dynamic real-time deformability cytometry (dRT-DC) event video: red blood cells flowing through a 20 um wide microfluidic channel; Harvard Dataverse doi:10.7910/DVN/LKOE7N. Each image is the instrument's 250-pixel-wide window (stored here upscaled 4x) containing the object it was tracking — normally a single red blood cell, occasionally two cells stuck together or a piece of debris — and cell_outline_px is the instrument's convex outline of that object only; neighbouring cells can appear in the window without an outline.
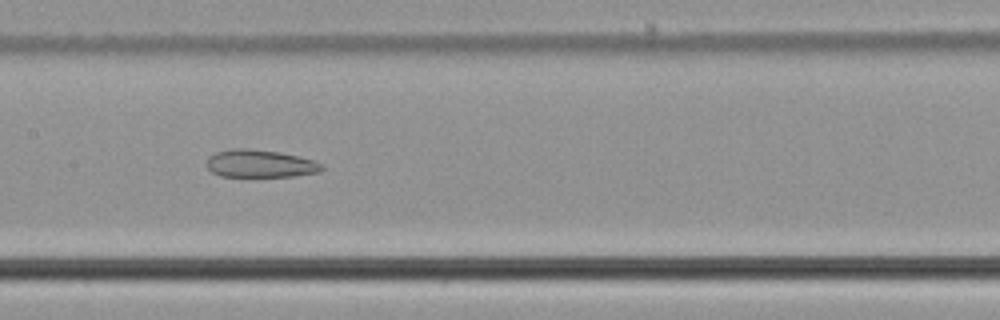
{"species": "common noctule bat (a hibernating species)", "species_latin": "Nyctalus noctula", "temperature_condition": "cold", "stored_images_in_passage": 54, "camera_frame_rate_fps": 3000, "um_per_image_px": 0.085, "animal": {"sex": "male", "body_mass_g": 21.5, "forearm_length_mm": 52.0}, "frame": {"image": 1, "passage_image": 27, "time_ms": 8.667, "image_size_px": [1000, 320], "cell_outline_px": [[324, 168], [320, 172], [292, 176], [220, 176], [212, 172], [208, 168], [208, 156], [216, 152], [232, 148], [248, 148], [280, 152], [300, 156], [324, 164]], "centroid_in_image_um": [22.13, 13.9], "position_along_channel_um": 185.3, "area_um2": 18.61}}
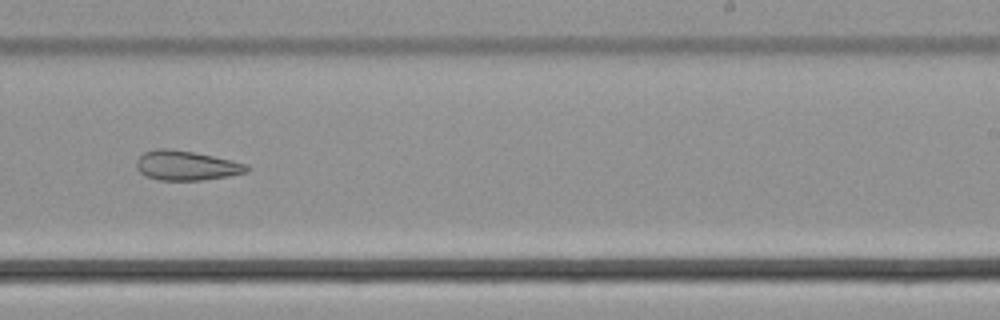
{"frame": {"image": 2, "passage_image": 34, "time_ms": 11.0, "image_size_px": [1000, 320], "cell_outline_px": [[248, 172], [228, 176], [204, 180], [160, 180], [144, 176], [136, 168], [136, 160], [144, 152], [156, 148], [172, 148], [232, 160], [248, 164]], "centroid_in_image_um": [15.81, 14.07], "position_along_channel_um": 273.2, "area_um2": 19.13}}
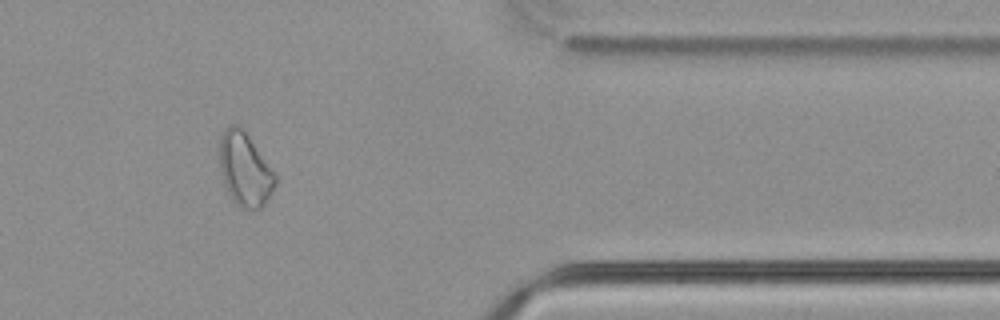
{"frame": {"image": 3, "passage_image": 45, "time_ms": 14.667, "image_size_px": [1000, 320], "cell_outline_px": [[276, 184], [268, 200], [260, 208], [240, 208], [232, 200], [228, 192], [220, 172], [220, 136], [224, 128], [228, 124], [236, 124], [248, 136], [276, 176]], "centroid_in_image_um": [20.79, 14.41], "position_along_channel_um": 390.6, "area_um2": 23.47}, "authors_computed_cell_mechanics": {"area_um2": 24.7384, "velocity_mm_per_s": 3.778, "shape_relaxation_time_tau1_ms": null, "shape_relaxation_time_tau2_ms": 5.366, "deformation_change_tau1": null, "deformation_change_tau2": 0.12}}